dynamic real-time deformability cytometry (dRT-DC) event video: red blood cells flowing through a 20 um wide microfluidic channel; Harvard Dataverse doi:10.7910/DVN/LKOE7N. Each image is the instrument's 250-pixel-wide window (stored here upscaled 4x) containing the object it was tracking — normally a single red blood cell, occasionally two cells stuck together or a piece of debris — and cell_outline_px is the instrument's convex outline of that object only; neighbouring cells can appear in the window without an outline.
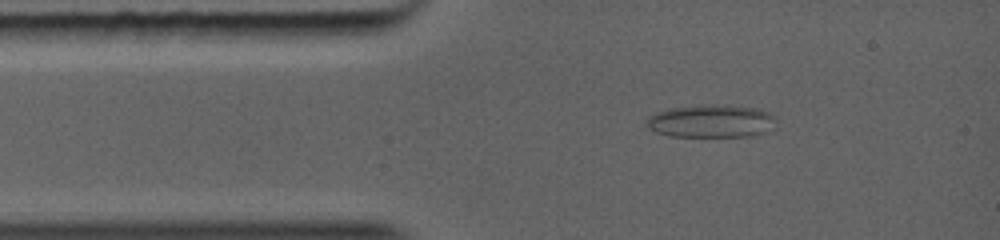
{"species": "common noctule bat (a hibernating species)", "species_latin": "Nyctalus noctula", "temperature_condition": "warm", "stored_images_in_passage": 37, "camera_frame_rate_fps": 5000, "um_per_image_px": 0.085, "animal": {"sex": "female", "body_mass_g": 19.0, "forearm_length_mm": 56.7}, "frame": {"image": 1, "passage_image": 2, "time_ms": 0.8, "image_size_px": [1000, 240], "cell_outline_px": [[776, 116], [772, 128], [764, 132], [752, 136], [668, 136], [656, 132], [648, 128], [644, 124], [644, 120], [648, 116], [656, 112], [672, 108], [760, 108], [772, 112]], "centroid_in_image_um": [60.43, 10.36], "position_along_channel_um": 24.6, "area_um2": 23.76}}
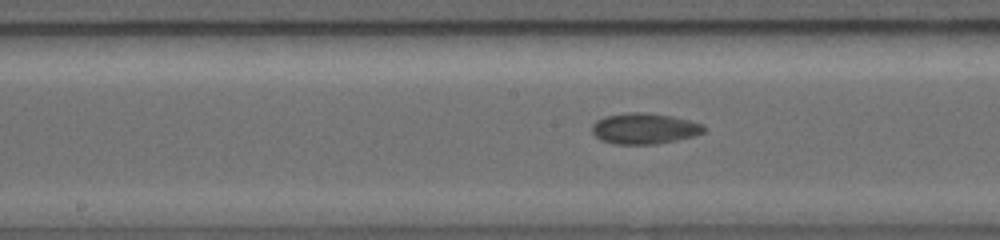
{"frame": {"image": 2, "passage_image": 13, "time_ms": 4.8, "image_size_px": [1000, 240], "cell_outline_px": [[704, 132], [696, 136], [656, 144], [616, 144], [600, 140], [592, 132], [592, 124], [596, 120], [604, 116], [632, 112], [644, 112], [672, 116], [704, 124]], "centroid_in_image_um": [54.77, 10.92], "position_along_channel_um": 193.4, "area_um2": 20.17}}
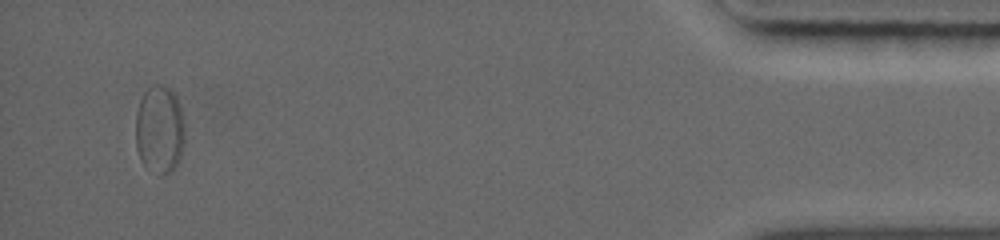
{"frame": {"image": 3, "passage_image": 33, "time_ms": 11.6, "image_size_px": [1000, 240], "cell_outline_px": [[184, 144], [180, 156], [172, 172], [164, 176], [160, 176], [144, 164], [140, 160], [136, 148], [136, 112], [140, 100], [144, 92], [152, 84], [164, 84], [176, 96], [184, 120]], "centroid_in_image_um": [13.56, 11.02], "position_along_channel_um": 421.6, "area_um2": 25.49}}